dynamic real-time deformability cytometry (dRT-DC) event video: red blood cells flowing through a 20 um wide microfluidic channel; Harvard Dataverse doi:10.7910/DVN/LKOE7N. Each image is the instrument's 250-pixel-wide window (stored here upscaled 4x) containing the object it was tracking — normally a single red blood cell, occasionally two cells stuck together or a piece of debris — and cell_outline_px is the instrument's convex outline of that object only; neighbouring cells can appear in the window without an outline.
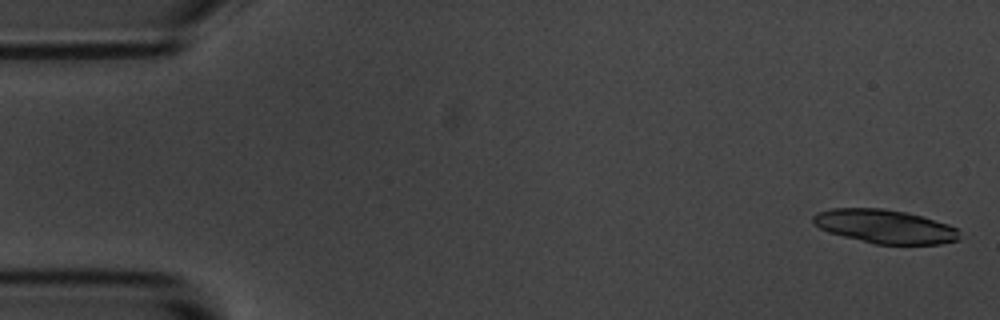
{"species": "common noctule bat (a hibernating species)", "species_latin": "Nyctalus noctula", "temperature_condition": "room temperature", "stored_images_in_passage": 17, "camera_frame_rate_fps": 3000, "um_per_image_px": 0.085, "animal": {"sex": "male", "body_mass_g": 20.1, "forearm_length_mm": 53.5}, "frame": {"image": 1, "passage_image": 2, "time_ms": 0.333, "image_size_px": [1000, 320], "cell_outline_px": [[960, 240], [940, 244], [876, 244], [828, 232], [820, 228], [812, 220], [812, 216], [816, 212], [832, 208], [884, 208], [904, 212], [920, 216], [948, 224], [956, 228]], "centroid_in_image_um": [75.2, 19.24], "position_along_channel_um": 9.8, "area_um2": 28.55}}